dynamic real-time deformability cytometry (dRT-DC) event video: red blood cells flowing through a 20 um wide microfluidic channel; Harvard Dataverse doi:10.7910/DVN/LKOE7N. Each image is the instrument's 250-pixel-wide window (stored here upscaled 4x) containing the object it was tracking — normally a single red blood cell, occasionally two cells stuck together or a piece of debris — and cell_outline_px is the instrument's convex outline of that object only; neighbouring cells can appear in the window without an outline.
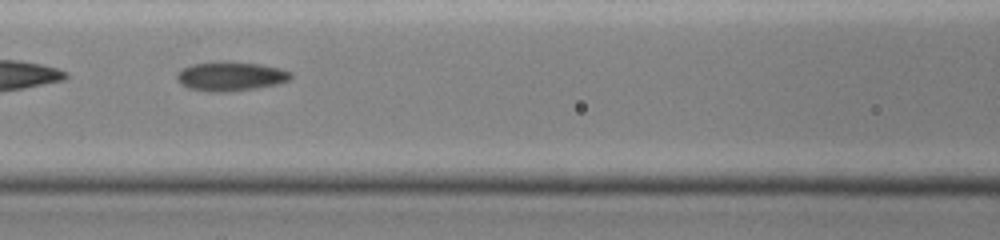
{"species": "common noctule bat (a hibernating species)", "species_latin": "Nyctalus noctula", "temperature_condition": "cold", "stored_images_in_passage": 21, "camera_frame_rate_fps": 3000, "um_per_image_px": 0.085, "animal": {"sex": "female", "body_mass_g": 19.0, "forearm_length_mm": 51.5}, "frame": {"image": 1, "passage_image": 10, "time_ms": 4.333, "image_size_px": [1000, 240], "cell_outline_px": [[292, 76], [288, 80], [280, 84], [256, 88], [224, 92], [212, 92], [188, 88], [180, 84], [176, 80], [176, 72], [192, 64], [220, 60], [260, 64], [280, 68], [292, 72]], "centroid_in_image_um": [19.58, 6.47], "position_along_channel_um": 147.0, "area_um2": 19.71}}
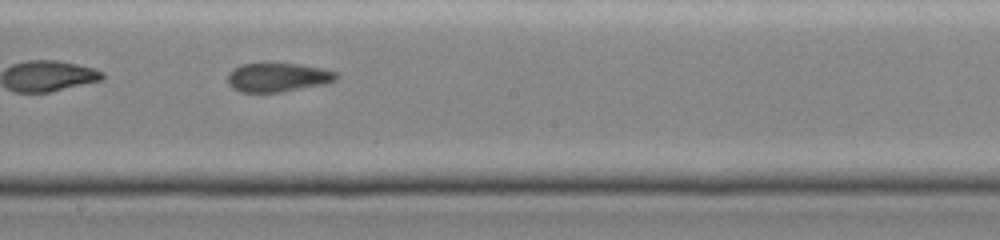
{"frame": {"image": 2, "passage_image": 15, "time_ms": 6.333, "image_size_px": [1000, 240], "cell_outline_px": [[336, 80], [324, 84], [280, 92], [240, 92], [232, 88], [228, 84], [228, 72], [240, 64], [300, 64], [324, 68], [336, 72]], "centroid_in_image_um": [23.59, 6.58], "position_along_channel_um": 224.6, "area_um2": 18.21}}